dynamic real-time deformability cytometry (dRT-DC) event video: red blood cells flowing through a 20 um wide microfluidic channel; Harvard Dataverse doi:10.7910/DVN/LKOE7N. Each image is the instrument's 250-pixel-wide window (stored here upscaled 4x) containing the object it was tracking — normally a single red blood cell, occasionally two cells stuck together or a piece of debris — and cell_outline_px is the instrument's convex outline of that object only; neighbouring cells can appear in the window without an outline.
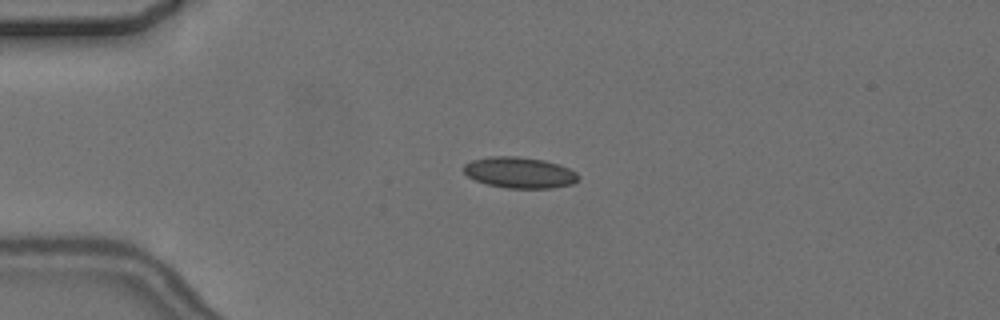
{"species": "common noctule bat (a hibernating species)", "species_latin": "Nyctalus noctula", "temperature_condition": "cold", "stored_images_in_passage": 3, "camera_frame_rate_fps": 3000, "um_per_image_px": 0.085, "animal": {"sex": "female", "body_mass_g": 24.6, "forearm_length_mm": 56.2}, "frame": {"image": 1, "passage_image": 3, "time_ms": 2.667, "image_size_px": [1000, 320], "cell_outline_px": [[580, 176], [572, 184], [552, 188], [508, 188], [488, 184], [476, 180], [468, 176], [464, 172], [464, 164], [472, 160], [488, 156], [516, 156], [544, 160], [568, 168], [576, 172]], "centroid_in_image_um": [44.15, 14.66], "position_along_channel_um": 40.8, "area_um2": 20.58}}